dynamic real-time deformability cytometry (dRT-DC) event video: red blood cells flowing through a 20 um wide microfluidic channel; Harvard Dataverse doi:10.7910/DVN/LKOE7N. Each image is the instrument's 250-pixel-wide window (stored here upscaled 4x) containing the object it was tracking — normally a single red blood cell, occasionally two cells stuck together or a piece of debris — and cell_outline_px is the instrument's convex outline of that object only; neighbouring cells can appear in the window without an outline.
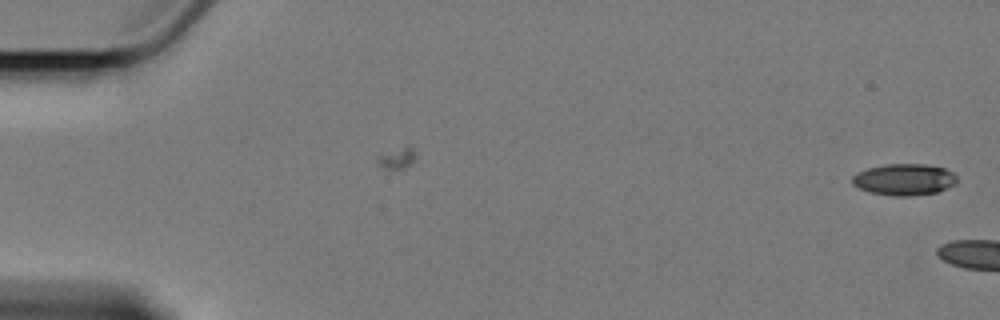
{"species": "Egyptian fruit bat (a non-hibernating species)", "species_latin": "Rousettus aegyptiacus", "temperature_condition": "cold", "stored_images_in_passage": 12, "camera_frame_rate_fps": 3000, "um_per_image_px": 0.085, "animal": {"sex": "female"}, "frame": {"image": 1, "passage_image": 1, "time_ms": 0.0, "image_size_px": [1000, 320], "cell_outline_px": [[956, 180], [952, 184], [936, 192], [908, 196], [892, 196], [868, 192], [852, 184], [852, 176], [868, 168], [888, 164], [924, 164], [944, 168], [952, 172], [956, 176]], "centroid_in_image_um": [76.82, 15.26], "position_along_channel_um": 8.2, "area_um2": 18.9}}